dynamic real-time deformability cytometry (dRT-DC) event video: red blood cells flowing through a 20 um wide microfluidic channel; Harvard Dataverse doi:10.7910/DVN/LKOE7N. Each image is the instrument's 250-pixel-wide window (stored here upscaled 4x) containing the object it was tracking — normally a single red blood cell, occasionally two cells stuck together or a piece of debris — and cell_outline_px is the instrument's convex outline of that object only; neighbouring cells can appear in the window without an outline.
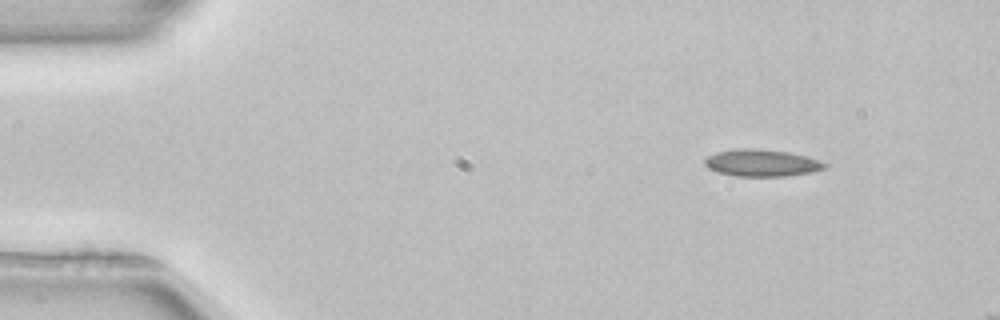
{"species": "common noctule bat (a hibernating species)", "species_latin": "Nyctalus noctula", "temperature_condition": "room temperature", "stored_images_in_passage": 13, "camera_frame_rate_fps": 3000, "um_per_image_px": 0.085, "animal": {"sex": "female", "body_mass_g": 22.7, "forearm_length_mm": 54.2}, "frame": {"image": 1, "passage_image": 6, "time_ms": 1.667, "image_size_px": [1000, 320], "cell_outline_px": [[828, 164], [824, 168], [812, 172], [784, 176], [732, 176], [716, 172], [708, 168], [704, 164], [704, 160], [708, 156], [716, 152], [740, 148], [752, 148], [788, 152], [804, 156]], "centroid_in_image_um": [64.68, 13.85], "position_along_channel_um": 20.3, "area_um2": 18.73}}